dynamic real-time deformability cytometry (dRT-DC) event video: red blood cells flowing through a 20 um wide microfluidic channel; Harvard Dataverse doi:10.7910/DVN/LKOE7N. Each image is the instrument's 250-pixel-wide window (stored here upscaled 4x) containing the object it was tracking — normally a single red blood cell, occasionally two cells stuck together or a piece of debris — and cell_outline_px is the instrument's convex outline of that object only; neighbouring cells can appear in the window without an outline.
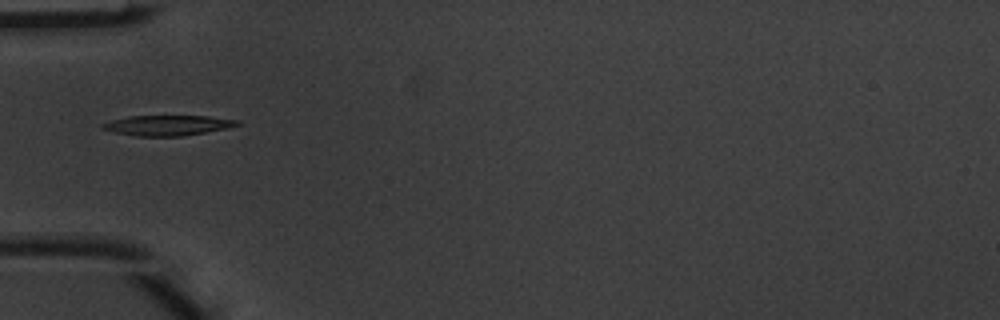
{"species": "common noctule bat (a hibernating species)", "species_latin": "Nyctalus noctula", "temperature_condition": "warm", "stored_images_in_passage": 6, "camera_frame_rate_fps": 3000, "um_per_image_px": 0.085, "animal": {"sex": "male", "body_mass_g": 20.1, "forearm_length_mm": 53.5}, "frame": {"image": 1, "passage_image": 5, "time_ms": 1.333, "image_size_px": [1000, 320], "cell_outline_px": [[240, 124], [228, 128], [184, 136], [136, 136], [112, 132], [100, 128], [100, 124], [112, 120], [128, 116], [208, 116], [240, 120]], "centroid_in_image_um": [14.23, 10.65], "position_along_channel_um": 70.8, "area_um2": 16.01}}